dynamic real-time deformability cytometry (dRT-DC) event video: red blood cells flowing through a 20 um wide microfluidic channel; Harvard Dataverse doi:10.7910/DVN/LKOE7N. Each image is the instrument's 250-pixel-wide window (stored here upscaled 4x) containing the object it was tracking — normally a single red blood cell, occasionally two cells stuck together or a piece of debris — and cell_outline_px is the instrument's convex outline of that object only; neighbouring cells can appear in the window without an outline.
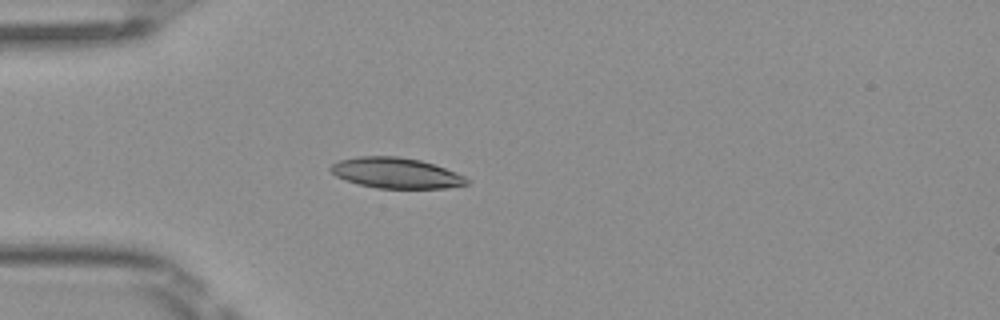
{"species": "Egyptian fruit bat (a non-hibernating species)", "species_latin": "Rousettus aegyptiacus", "temperature_condition": "room temperature", "stored_images_in_passage": 1, "camera_frame_rate_fps": 3000, "um_per_image_px": 0.085, "frame": {"image": 1, "passage_image": 1, "time_ms": 0.0, "image_size_px": [1000, 320], "cell_outline_px": [[468, 184], [444, 188], [376, 188], [344, 180], [336, 176], [328, 168], [332, 164], [340, 160], [356, 156], [396, 156], [420, 160], [456, 172], [464, 176], [468, 180]], "centroid_in_image_um": [33.62, 14.7], "position_along_channel_um": 51.4, "area_um2": 24.1}}